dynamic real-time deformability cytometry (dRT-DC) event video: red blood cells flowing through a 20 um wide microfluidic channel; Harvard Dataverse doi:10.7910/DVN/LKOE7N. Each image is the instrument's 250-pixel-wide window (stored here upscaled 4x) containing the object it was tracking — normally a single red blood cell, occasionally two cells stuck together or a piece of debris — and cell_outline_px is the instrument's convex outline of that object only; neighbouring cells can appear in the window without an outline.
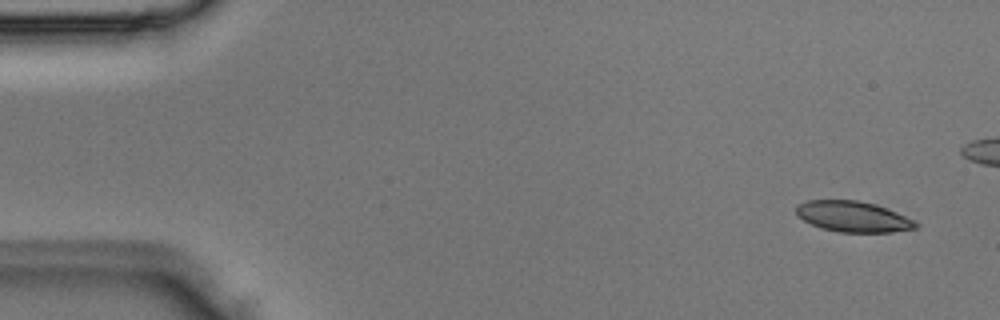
{"species": "Egyptian fruit bat (a non-hibernating species)", "species_latin": "Rousettus aegyptiacus", "temperature_condition": "room temperature", "stored_images_in_passage": 4, "camera_frame_rate_fps": 3000, "um_per_image_px": 0.085, "animal": {"sex": "male"}, "frame": {"image": 1, "passage_image": 1, "time_ms": 0.0, "image_size_px": [1000, 320], "cell_outline_px": [[920, 224], [916, 228], [892, 232], [840, 232], [820, 228], [796, 216], [796, 204], [808, 200], [856, 200], [872, 204], [896, 212]], "centroid_in_image_um": [72.45, 18.41], "position_along_channel_um": 12.5, "area_um2": 21.21}}